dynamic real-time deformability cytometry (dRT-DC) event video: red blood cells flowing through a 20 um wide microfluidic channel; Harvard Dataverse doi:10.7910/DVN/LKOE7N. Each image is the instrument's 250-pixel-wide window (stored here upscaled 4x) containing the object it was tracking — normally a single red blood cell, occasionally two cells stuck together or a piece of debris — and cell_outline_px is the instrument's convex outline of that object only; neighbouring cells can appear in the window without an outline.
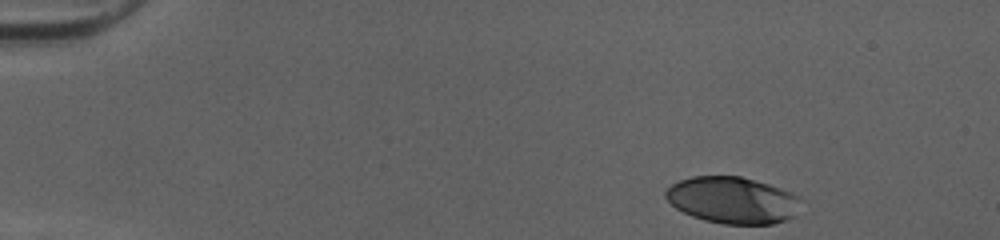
{"species": "human", "species_latin": "Homo sapiens", "temperature_condition": "cold", "stored_images_in_passage": 37, "camera_frame_rate_fps": 3000, "um_per_image_px": 0.085, "donor": {"sex": "female"}, "frame": {"image": 1, "passage_image": 1, "time_ms": 0.0, "image_size_px": [1000, 240], "cell_outline_px": [[800, 196], [796, 216], [772, 224], [724, 224], [704, 220], [692, 216], [676, 208], [664, 196], [664, 192], [672, 184], [680, 180], [692, 176], [740, 176], [768, 184], [792, 192]], "centroid_in_image_um": [62.27, 17.01], "position_along_channel_um": 22.7, "area_um2": 36.7}}
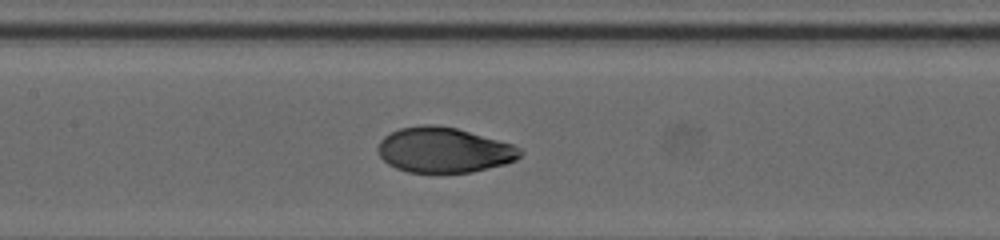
{"frame": {"image": 2, "passage_image": 20, "time_ms": 6.333, "image_size_px": [1000, 240], "cell_outline_px": [[524, 152], [516, 160], [504, 164], [472, 172], [436, 176], [408, 172], [396, 168], [388, 164], [380, 156], [380, 140], [384, 136], [400, 128], [424, 124], [432, 124], [456, 128], [512, 144], [520, 148]], "centroid_in_image_um": [37.74, 12.8], "position_along_channel_um": 169.7, "area_um2": 38.03}}
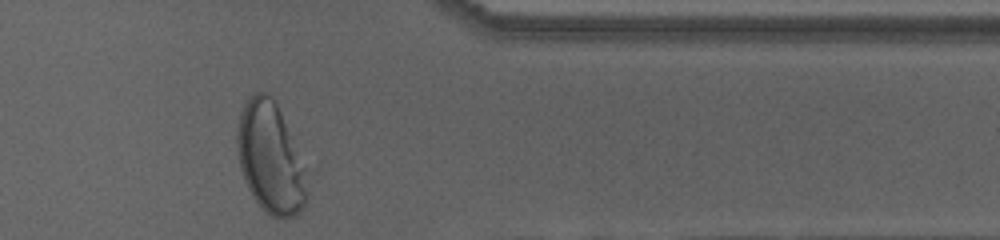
{"frame": {"image": 3, "passage_image": 37, "time_ms": 12.0, "image_size_px": [1000, 240], "cell_outline_px": [[308, 192], [304, 208], [296, 216], [284, 220], [272, 216], [256, 200], [248, 188], [244, 180], [240, 168], [236, 148], [236, 132], [240, 112], [244, 104], [256, 92], [268, 92], [272, 96], [280, 112], [308, 172]], "centroid_in_image_um": [23.0, 13.47], "position_along_channel_um": 388.4, "area_um2": 45.43}, "authors_computed_cell_mechanics": {"area_um2": 38.0902, "velocity_mm_per_s": 4.0276, "shape_relaxation_time_tau1_ms": 2.8292, "shape_relaxation_time_tau2_ms": null, "deformation_change_tau1": 0.1736, "deformation_change_tau2": null}}